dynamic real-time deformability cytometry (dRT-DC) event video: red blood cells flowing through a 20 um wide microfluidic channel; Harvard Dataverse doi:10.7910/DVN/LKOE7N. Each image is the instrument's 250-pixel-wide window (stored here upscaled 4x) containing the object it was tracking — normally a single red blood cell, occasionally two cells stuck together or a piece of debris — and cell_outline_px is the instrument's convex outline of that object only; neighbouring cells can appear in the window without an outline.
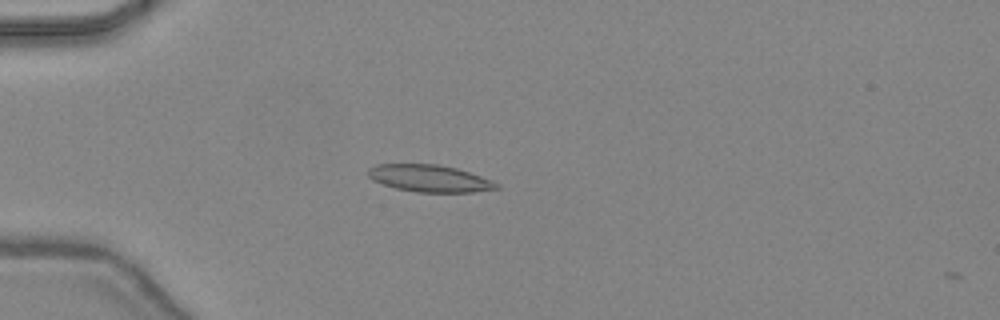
{"species": "common noctule bat (a hibernating species)", "species_latin": "Nyctalus noctula", "temperature_condition": "warm", "stored_images_in_passage": 3, "camera_frame_rate_fps": 3000, "um_per_image_px": 0.085, "animal": {"sex": "female", "body_mass_g": 24.6, "forearm_length_mm": 56.2}, "frame": {"image": 1, "passage_image": 1, "time_ms": 0.0, "image_size_px": [1000, 320], "cell_outline_px": [[500, 188], [472, 192], [416, 192], [396, 188], [372, 180], [368, 176], [368, 168], [376, 164], [436, 164], [456, 168], [492, 180], [500, 184]], "centroid_in_image_um": [36.51, 15.16], "position_along_channel_um": 48.5, "area_um2": 20.17}}